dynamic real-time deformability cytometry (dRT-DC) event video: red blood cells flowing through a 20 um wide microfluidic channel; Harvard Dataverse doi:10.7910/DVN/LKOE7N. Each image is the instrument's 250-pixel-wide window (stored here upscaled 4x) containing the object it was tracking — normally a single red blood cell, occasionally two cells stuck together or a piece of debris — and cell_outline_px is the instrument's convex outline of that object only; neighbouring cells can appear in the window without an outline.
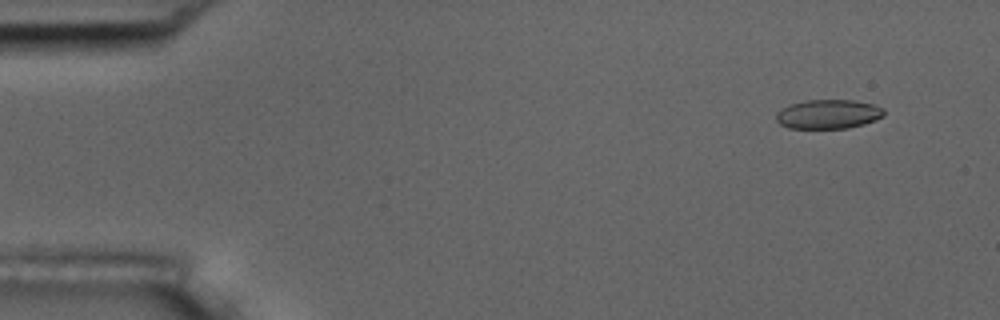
{"species": "common noctule bat (a hibernating species)", "species_latin": "Nyctalus noctula", "temperature_condition": "room temperature", "stored_images_in_passage": 55, "camera_frame_rate_fps": 3000, "um_per_image_px": 0.085, "animal": {"sex": "male", "body_mass_g": 17.5, "forearm_length_mm": 52.3}, "frame": {"image": 1, "passage_image": 5, "time_ms": 1.333, "image_size_px": [1000, 320], "cell_outline_px": [[884, 116], [876, 120], [864, 124], [848, 128], [788, 128], [780, 124], [776, 120], [776, 112], [792, 104], [804, 100], [852, 100], [872, 104], [884, 108]], "centroid_in_image_um": [70.42, 9.71], "position_along_channel_um": 14.6, "area_um2": 18.32}}
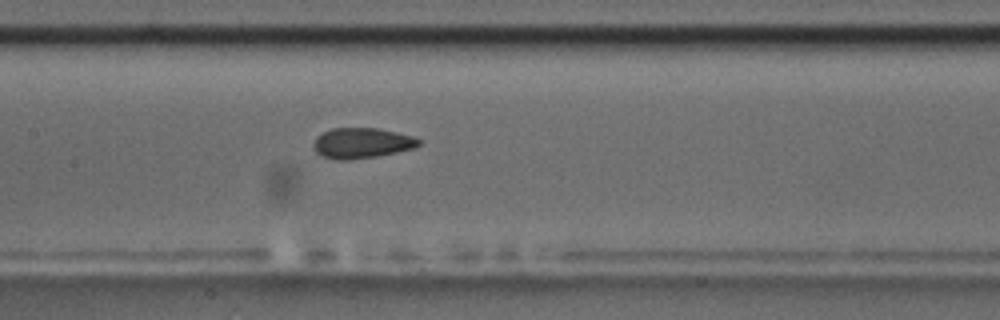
{"frame": {"image": 2, "passage_image": 27, "time_ms": 8.667, "image_size_px": [1000, 320], "cell_outline_px": [[420, 144], [416, 148], [376, 156], [348, 160], [336, 160], [320, 156], [312, 148], [312, 144], [316, 136], [332, 128], [380, 128], [416, 136], [420, 140]], "centroid_in_image_um": [30.75, 12.16], "position_along_channel_um": 176.7, "area_um2": 19.02}}
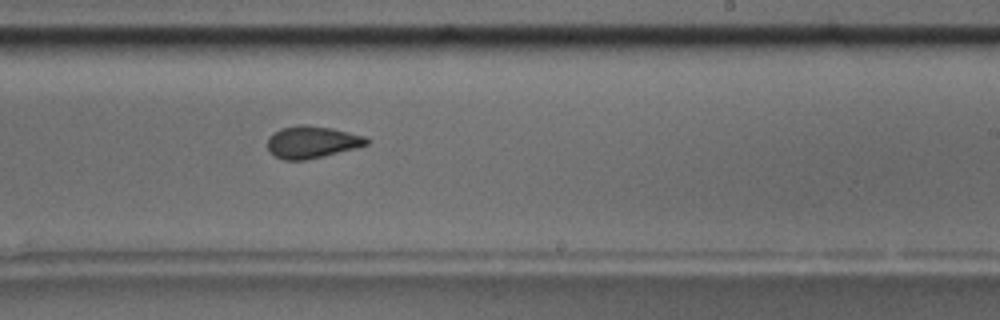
{"frame": {"image": 3, "passage_image": 34, "time_ms": 11.0, "image_size_px": [1000, 320], "cell_outline_px": [[372, 140], [368, 144], [356, 148], [324, 156], [304, 160], [284, 160], [268, 152], [268, 136], [272, 132], [280, 128], [296, 124], [304, 124], [332, 128], [364, 136]], "centroid_in_image_um": [26.49, 12.06], "position_along_channel_um": 262.5, "area_um2": 18.79}, "authors_computed_cell_mechanics": {"area_um2": 18.785, "velocity_mm_per_s": 3.6934, "shape_relaxation_time_tau1_ms": null, "shape_relaxation_time_tau2_ms": 1.6766, "deformation_change_tau1": null, "deformation_change_tau2": 0.0685}}